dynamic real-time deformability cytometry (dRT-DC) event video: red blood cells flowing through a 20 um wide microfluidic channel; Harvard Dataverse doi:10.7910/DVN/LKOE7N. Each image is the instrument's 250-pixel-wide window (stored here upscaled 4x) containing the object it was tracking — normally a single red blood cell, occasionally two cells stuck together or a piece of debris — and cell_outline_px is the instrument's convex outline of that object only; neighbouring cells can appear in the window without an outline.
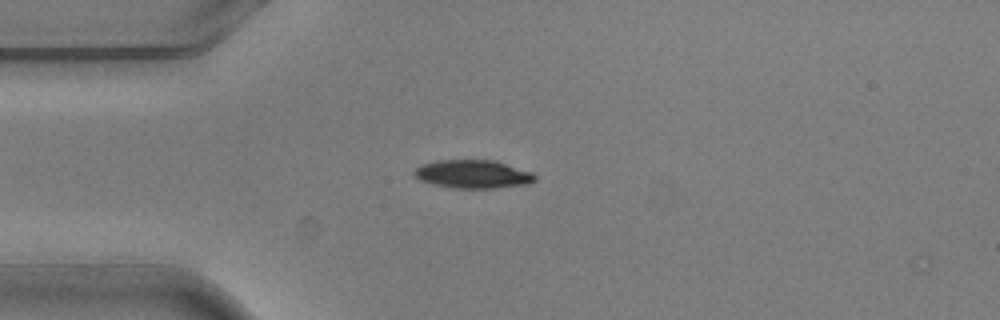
{"species": "common noctule bat (a hibernating species)", "species_latin": "Nyctalus noctula", "temperature_condition": "warm", "stored_images_in_passage": 4, "camera_frame_rate_fps": 3000, "um_per_image_px": 0.085, "animal": {"sex": "male", "body_mass_g": 20.5, "forearm_length_mm": 52.5}, "frame": {"image": 1, "passage_image": 1, "time_ms": 0.0, "image_size_px": [1000, 320], "cell_outline_px": [[536, 180], [528, 184], [496, 188], [452, 188], [432, 184], [420, 180], [412, 172], [420, 164], [436, 160], [492, 160], [532, 172], [536, 176]], "centroid_in_image_um": [40.17, 14.8], "position_along_channel_um": 44.8, "area_um2": 19.94}}
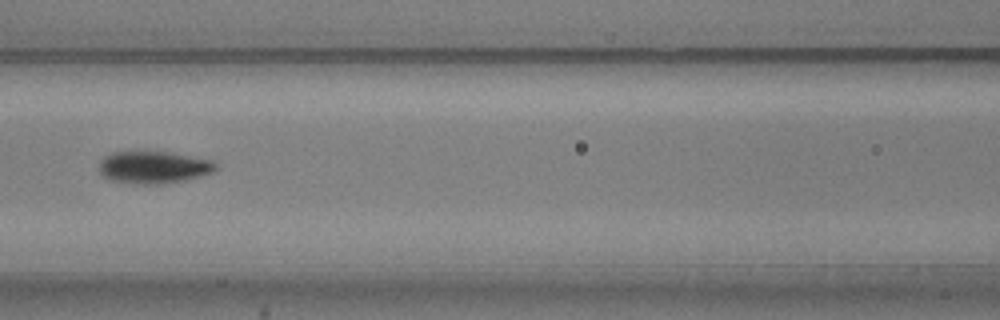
{"frame": {"image": 2, "passage_image": 4, "time_ms": 1.0, "image_size_px": [1000, 320], "cell_outline_px": [[216, 168], [212, 172], [188, 180], [160, 184], [140, 184], [112, 180], [104, 176], [100, 172], [100, 160], [104, 156], [112, 152], [172, 152], [212, 160], [216, 164]], "centroid_in_image_um": [13.08, 14.21], "position_along_channel_um": 153.5, "area_um2": 21.85}}